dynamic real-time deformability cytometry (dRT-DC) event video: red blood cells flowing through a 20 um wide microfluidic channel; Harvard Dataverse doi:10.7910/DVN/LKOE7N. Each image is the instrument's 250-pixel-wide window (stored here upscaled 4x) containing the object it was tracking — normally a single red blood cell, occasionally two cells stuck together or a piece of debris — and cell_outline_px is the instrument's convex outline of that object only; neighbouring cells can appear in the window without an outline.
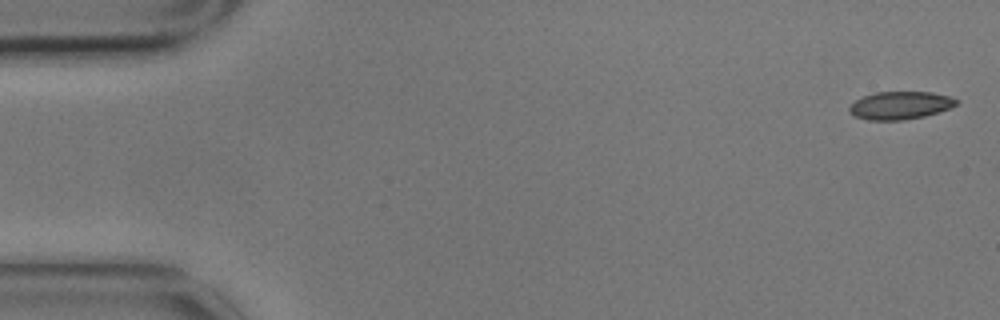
{"species": "common noctule bat (a hibernating species)", "species_latin": "Nyctalus noctula", "temperature_condition": "cold", "stored_images_in_passage": 5, "camera_frame_rate_fps": 3000, "um_per_image_px": 0.085, "animal": {"sex": "male", "body_mass_g": 17.9}, "frame": {"image": 1, "passage_image": 1, "time_ms": 0.0, "image_size_px": [1000, 320], "cell_outline_px": [[960, 100], [956, 104], [940, 112], [924, 116], [904, 120], [868, 120], [852, 116], [848, 112], [848, 108], [856, 100], [864, 96], [876, 92], [932, 92], [948, 96]], "centroid_in_image_um": [76.49, 8.96], "position_along_channel_um": 8.5, "area_um2": 17.4}}